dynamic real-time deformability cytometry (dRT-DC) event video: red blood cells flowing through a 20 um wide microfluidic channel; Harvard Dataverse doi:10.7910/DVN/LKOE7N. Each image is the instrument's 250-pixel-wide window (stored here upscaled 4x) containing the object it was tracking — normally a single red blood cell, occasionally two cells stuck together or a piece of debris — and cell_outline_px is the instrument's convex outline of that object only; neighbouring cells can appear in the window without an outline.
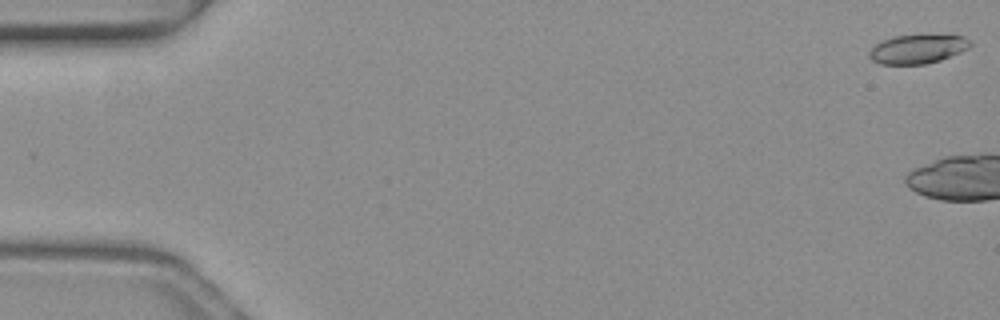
{"species": "common noctule bat (a hibernating species)", "species_latin": "Nyctalus noctula", "temperature_condition": "warm", "stored_images_in_passage": 5, "camera_frame_rate_fps": 3000, "um_per_image_px": 0.085, "animal": {"sex": "female", "body_mass_g": 19.3, "forearm_length_mm": 54.1}, "frame": {"image": 1, "passage_image": 1, "time_ms": 0.0, "image_size_px": [1000, 320], "cell_outline_px": [[972, 44], [968, 48], [960, 52], [940, 60], [924, 64], [880, 64], [872, 60], [868, 56], [868, 52], [880, 40], [892, 36], [932, 32], [964, 36], [972, 40]], "centroid_in_image_um": [78.03, 4.1], "position_along_channel_um": 7.0, "area_um2": 17.92}}